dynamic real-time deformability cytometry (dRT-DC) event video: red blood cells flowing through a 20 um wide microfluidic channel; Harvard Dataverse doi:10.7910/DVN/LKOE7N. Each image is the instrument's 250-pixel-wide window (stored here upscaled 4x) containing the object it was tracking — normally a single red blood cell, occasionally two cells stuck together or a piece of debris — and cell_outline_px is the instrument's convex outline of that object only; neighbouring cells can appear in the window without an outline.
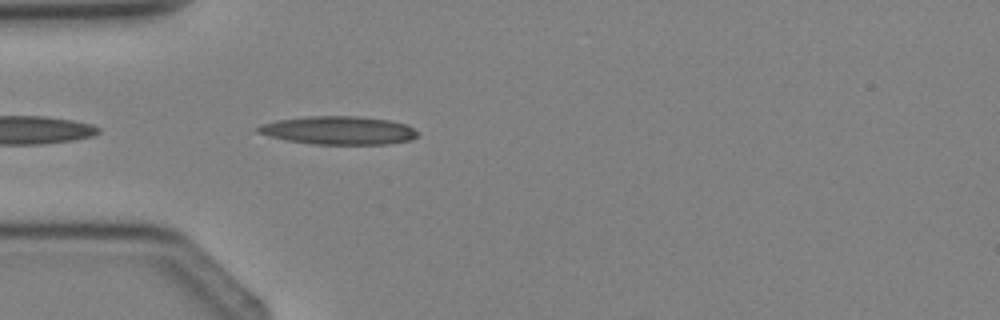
{"species": "Egyptian fruit bat (a non-hibernating species)", "species_latin": "Rousettus aegyptiacus", "temperature_condition": "cold", "stored_images_in_passage": 3, "camera_frame_rate_fps": 3000, "um_per_image_px": 0.085, "animal": {"sex": "female"}, "frame": {"image": 1, "passage_image": 3, "time_ms": 3.0, "image_size_px": [1000, 320], "cell_outline_px": [[416, 136], [412, 140], [388, 144], [312, 144], [288, 140], [256, 132], [256, 128], [260, 124], [276, 120], [308, 116], [360, 116], [392, 120], [408, 124], [416, 132]], "centroid_in_image_um": [28.8, 11.07], "position_along_channel_um": 56.2, "area_um2": 26.36}}